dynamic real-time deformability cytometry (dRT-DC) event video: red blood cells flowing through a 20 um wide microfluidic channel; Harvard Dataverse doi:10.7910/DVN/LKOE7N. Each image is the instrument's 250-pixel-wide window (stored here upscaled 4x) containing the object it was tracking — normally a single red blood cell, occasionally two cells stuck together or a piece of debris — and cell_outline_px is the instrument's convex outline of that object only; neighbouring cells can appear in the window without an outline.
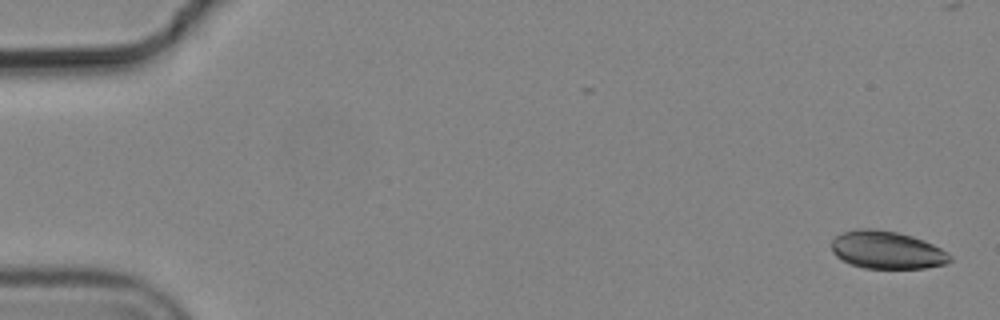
{"species": "common noctule bat (a hibernating species)", "species_latin": "Nyctalus noctula", "temperature_condition": "cold", "stored_images_in_passage": 6, "camera_frame_rate_fps": 3000, "um_per_image_px": 0.085, "animal": {"sex": "male", "body_mass_g": 19.2, "forearm_length_mm": 51.8}, "frame": {"image": 1, "passage_image": 1, "time_ms": 0.0, "image_size_px": [1000, 320], "cell_outline_px": [[952, 260], [948, 264], [924, 268], [864, 268], [848, 264], [836, 256], [832, 252], [832, 240], [840, 232], [856, 228], [872, 228], [896, 232], [912, 236], [924, 240], [948, 252], [952, 256]], "centroid_in_image_um": [75.38, 21.25], "position_along_channel_um": 9.6, "area_um2": 26.36}}
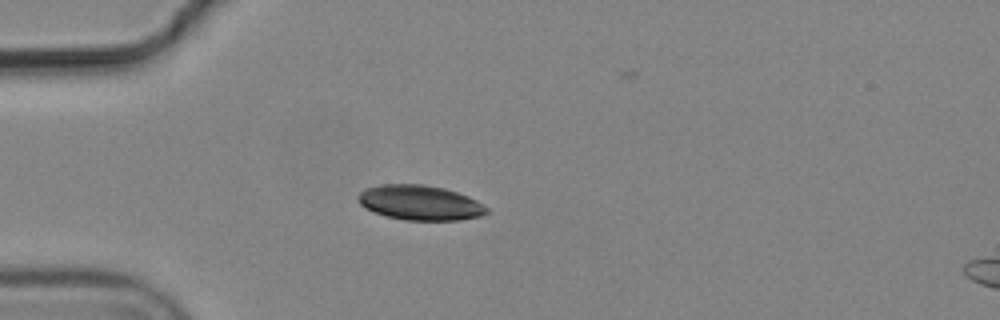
{"frame": {"image": 2, "passage_image": 5, "time_ms": 1.333, "image_size_px": [1000, 320], "cell_outline_px": [[488, 212], [480, 216], [460, 220], [404, 220], [388, 216], [364, 208], [360, 204], [356, 196], [364, 188], [380, 184], [424, 184], [444, 188], [468, 196], [476, 200], [488, 208]], "centroid_in_image_um": [35.67, 17.22], "position_along_channel_um": 49.3, "area_um2": 26.18}}